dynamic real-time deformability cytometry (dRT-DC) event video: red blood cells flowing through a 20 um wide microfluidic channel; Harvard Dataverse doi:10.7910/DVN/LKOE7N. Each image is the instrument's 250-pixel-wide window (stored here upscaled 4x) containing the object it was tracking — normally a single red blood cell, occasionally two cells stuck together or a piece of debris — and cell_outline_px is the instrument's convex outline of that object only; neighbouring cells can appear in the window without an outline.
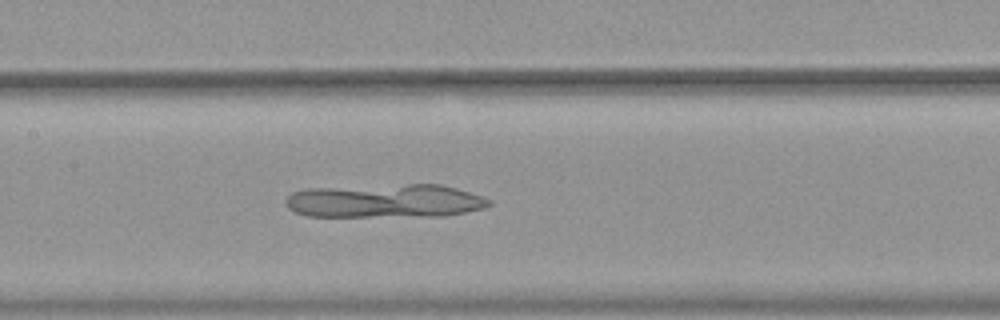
{"species": "common noctule bat (a hibernating species)", "species_latin": "Nyctalus noctula", "temperature_condition": "warm", "stored_images_in_passage": 50, "camera_frame_rate_fps": 3000, "um_per_image_px": 0.085, "animal": {"sex": "female", "body_mass_g": 19.9}, "frame": {"image": 1, "passage_image": 23, "time_ms": 7.333, "image_size_px": [1000, 320], "cell_outline_px": [[492, 204], [484, 208], [444, 216], [308, 216], [296, 212], [288, 208], [284, 204], [284, 200], [292, 192], [308, 188], [408, 184], [440, 184], [456, 188], [492, 200]], "centroid_in_image_um": [32.72, 17.08], "position_along_channel_um": 174.7, "area_um2": 39.88}}
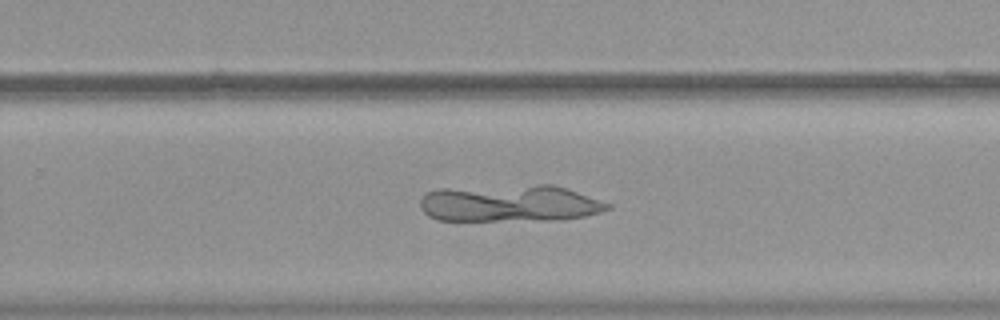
{"frame": {"image": 2, "passage_image": 32, "time_ms": 10.333, "image_size_px": [1000, 320], "cell_outline_px": [[612, 208], [600, 212], [584, 216], [548, 220], [436, 220], [428, 216], [420, 208], [420, 200], [428, 192], [436, 188], [536, 184], [552, 184], [568, 188], [612, 204]], "centroid_in_image_um": [43.32, 17.26], "position_along_channel_um": 286.5, "area_um2": 40.75}}
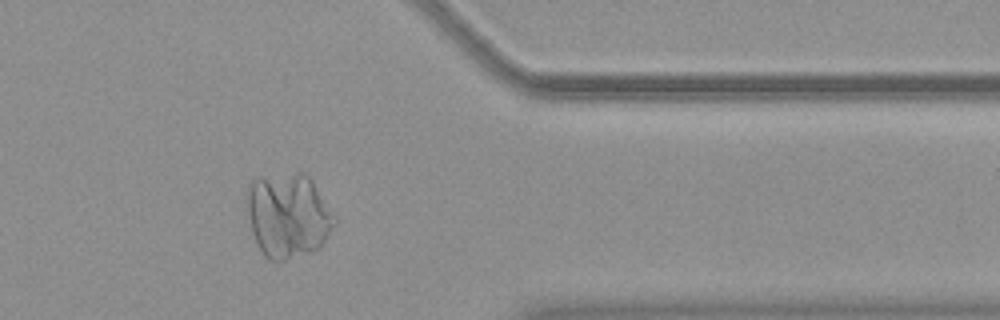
{"frame": {"image": 3, "passage_image": 41, "time_ms": 13.333, "image_size_px": [1000, 320], "cell_outline_px": [[336, 224], [320, 248], [312, 252], [284, 260], [268, 260], [264, 256], [252, 232], [248, 216], [248, 184], [256, 176], [296, 172], [304, 172], [312, 180], [336, 216]], "centroid_in_image_um": [24.51, 18.29], "position_along_channel_um": 386.9, "area_um2": 43.52}}